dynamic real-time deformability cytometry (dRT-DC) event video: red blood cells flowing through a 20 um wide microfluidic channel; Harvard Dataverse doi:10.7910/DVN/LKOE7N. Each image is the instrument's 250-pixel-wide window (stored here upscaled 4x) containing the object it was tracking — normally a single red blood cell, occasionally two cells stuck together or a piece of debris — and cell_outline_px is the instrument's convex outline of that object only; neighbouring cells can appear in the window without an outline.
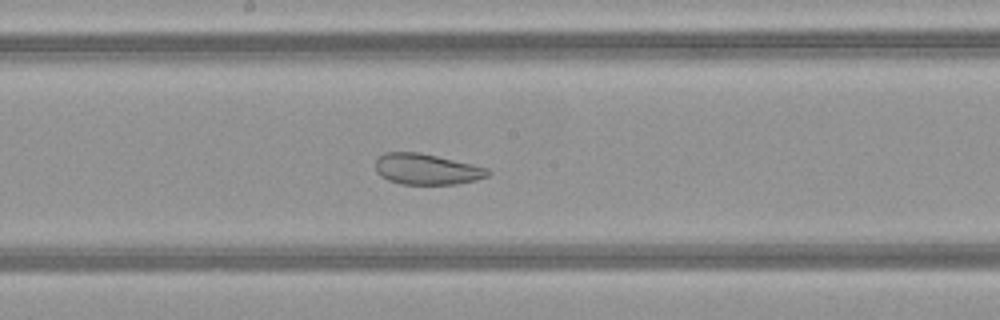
{"species": "common noctule bat (a hibernating species)", "species_latin": "Nyctalus noctula", "temperature_condition": "warm", "stored_images_in_passage": 41, "camera_frame_rate_fps": 3000, "um_per_image_px": 0.085, "animal": {"sex": "female", "body_mass_g": 21.9}, "frame": {"image": 1, "passage_image": 18, "time_ms": 5.667, "image_size_px": [1000, 320], "cell_outline_px": [[492, 172], [488, 176], [476, 180], [456, 184], [400, 184], [388, 180], [380, 176], [376, 172], [376, 156], [384, 152], [420, 152], [472, 164], [488, 168]], "centroid_in_image_um": [36.24, 14.37], "position_along_channel_um": 212.0, "area_um2": 20.4}, "authors_computed_cell_mechanics": {"area_um2": 27.8596, "velocity_mm_per_s": 4.1013, "shape_relaxation_time_tau1_ms": null, "shape_relaxation_time_tau2_ms": 1.6883, "deformation_change_tau1": null, "deformation_change_tau2": 0.0767}}